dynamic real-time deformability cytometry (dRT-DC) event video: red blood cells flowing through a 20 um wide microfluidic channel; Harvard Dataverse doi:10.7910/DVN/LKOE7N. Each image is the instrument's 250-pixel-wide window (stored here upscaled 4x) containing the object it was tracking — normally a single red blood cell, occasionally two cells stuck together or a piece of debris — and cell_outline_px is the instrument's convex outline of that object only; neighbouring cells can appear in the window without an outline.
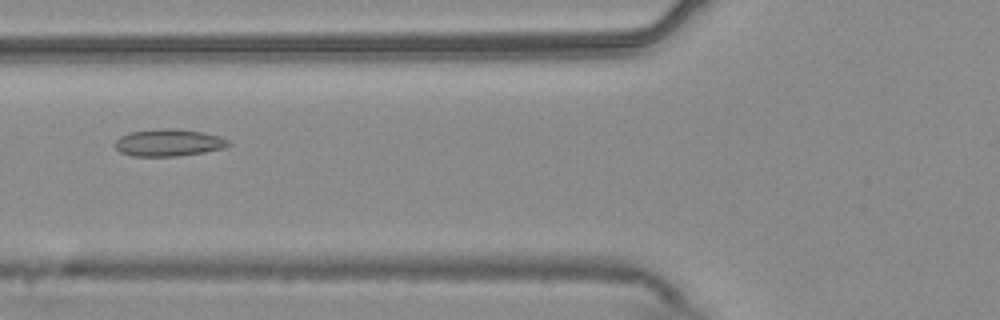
{"species": "common noctule bat (a hibernating species)", "species_latin": "Nyctalus noctula", "temperature_condition": "warm", "stored_images_in_passage": 43, "camera_frame_rate_fps": 3000, "um_per_image_px": 0.085, "animal": {"sex": "male", "body_mass_g": 20.4}, "frame": {"image": 1, "passage_image": 10, "time_ms": 3.0, "image_size_px": [1000, 320], "cell_outline_px": [[232, 144], [224, 148], [204, 152], [176, 156], [132, 156], [120, 152], [112, 144], [120, 136], [128, 132], [160, 128], [176, 128], [204, 132], [220, 136], [228, 140]], "centroid_in_image_um": [14.32, 12.11], "position_along_channel_um": 111.5, "area_um2": 18.21}}
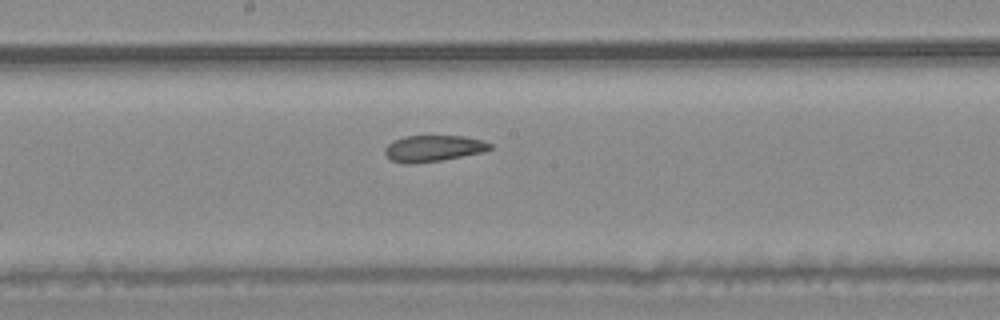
{"frame": {"image": 2, "passage_image": 18, "time_ms": 5.667, "image_size_px": [1000, 320], "cell_outline_px": [[492, 148], [484, 152], [440, 160], [416, 164], [404, 164], [392, 160], [384, 152], [384, 148], [388, 144], [404, 136], [464, 136], [484, 140], [492, 144]], "centroid_in_image_um": [36.85, 12.61], "position_along_channel_um": 211.3, "area_um2": 16.13}}
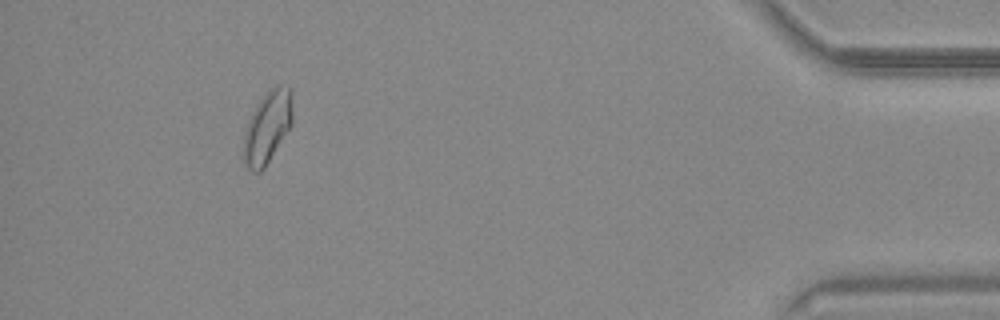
{"frame": {"image": 3, "passage_image": 39, "time_ms": 12.667, "image_size_px": [1000, 320], "cell_outline_px": [[292, 124], [264, 168], [260, 172], [252, 172], [248, 168], [244, 160], [244, 132], [248, 120], [256, 104], [268, 88], [276, 84], [280, 84], [292, 88]], "centroid_in_image_um": [22.74, 10.74], "position_along_channel_um": 412.5, "area_um2": 20.75}, "authors_computed_cell_mechanics": {"area_um2": 18.0914, "velocity_mm_per_s": 3.7512, "shape_relaxation_time_tau1_ms": null, "shape_relaxation_time_tau2_ms": 3.1638, "deformation_change_tau1": null, "deformation_change_tau2": 0.0912}}